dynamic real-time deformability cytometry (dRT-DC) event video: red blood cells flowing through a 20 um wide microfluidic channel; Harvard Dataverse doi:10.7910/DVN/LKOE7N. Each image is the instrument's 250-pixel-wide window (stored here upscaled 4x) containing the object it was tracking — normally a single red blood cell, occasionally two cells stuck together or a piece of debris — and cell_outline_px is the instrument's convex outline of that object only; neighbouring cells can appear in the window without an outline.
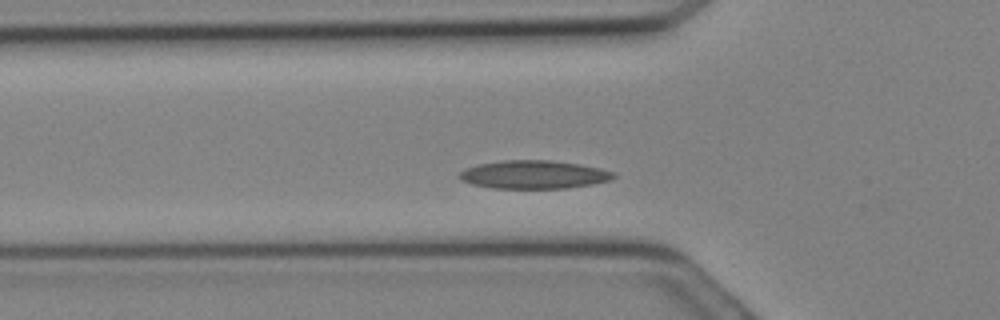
{"species": "Egyptian fruit bat (a non-hibernating species)", "species_latin": "Rousettus aegyptiacus", "temperature_condition": "cold", "stored_images_in_passage": 18, "camera_frame_rate_fps": 3000, "um_per_image_px": 0.085, "animal": {"sex": "female"}, "frame": {"image": 1, "passage_image": 2, "time_ms": 0.333, "image_size_px": [1000, 320], "cell_outline_px": [[616, 176], [608, 180], [592, 184], [568, 188], [492, 188], [472, 184], [460, 180], [456, 176], [460, 172], [468, 168], [480, 164], [504, 160], [548, 160], [580, 164], [600, 168], [616, 172]], "centroid_in_image_um": [45.38, 14.84], "position_along_channel_um": 80.4, "area_um2": 25.32}}
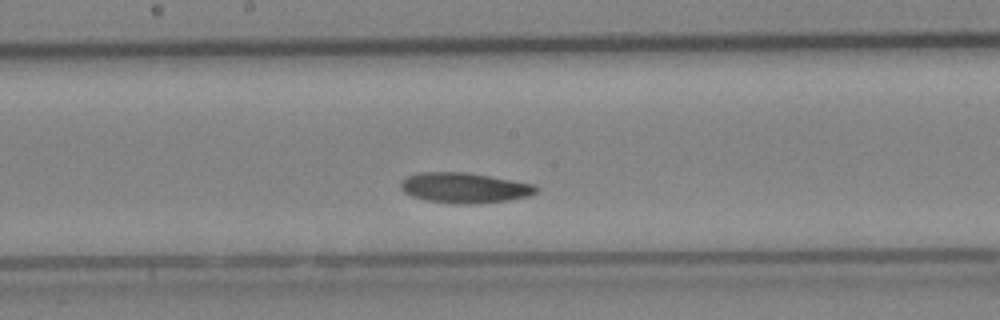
{"frame": {"image": 2, "passage_image": 8, "time_ms": 2.333, "image_size_px": [1000, 320], "cell_outline_px": [[536, 192], [528, 196], [508, 200], [480, 204], [452, 204], [424, 200], [412, 196], [404, 192], [400, 188], [400, 180], [408, 176], [420, 172], [464, 172], [488, 176], [532, 184], [536, 188]], "centroid_in_image_um": [39.4, 15.98], "position_along_channel_um": 208.8, "area_um2": 23.87}}
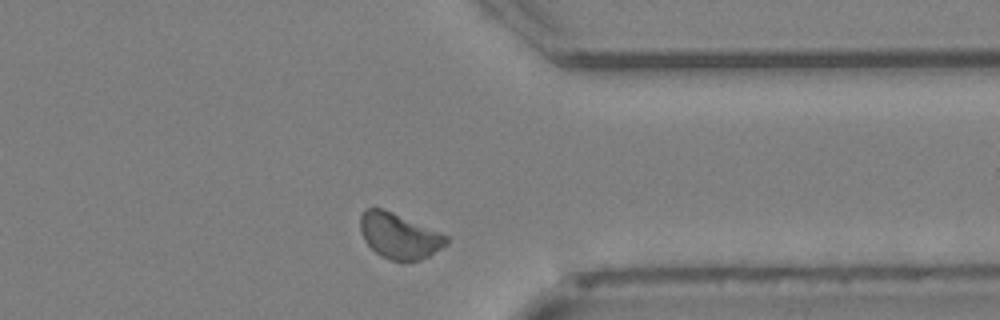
{"frame": {"image": 3, "passage_image": 16, "time_ms": 5.0, "image_size_px": [1000, 320], "cell_outline_px": [[448, 244], [428, 256], [420, 260], [400, 264], [388, 260], [380, 256], [364, 240], [360, 232], [360, 216], [364, 208], [380, 208], [392, 212], [448, 236]], "centroid_in_image_um": [33.9, 20.09], "position_along_channel_um": 377.5, "area_um2": 23.0}}